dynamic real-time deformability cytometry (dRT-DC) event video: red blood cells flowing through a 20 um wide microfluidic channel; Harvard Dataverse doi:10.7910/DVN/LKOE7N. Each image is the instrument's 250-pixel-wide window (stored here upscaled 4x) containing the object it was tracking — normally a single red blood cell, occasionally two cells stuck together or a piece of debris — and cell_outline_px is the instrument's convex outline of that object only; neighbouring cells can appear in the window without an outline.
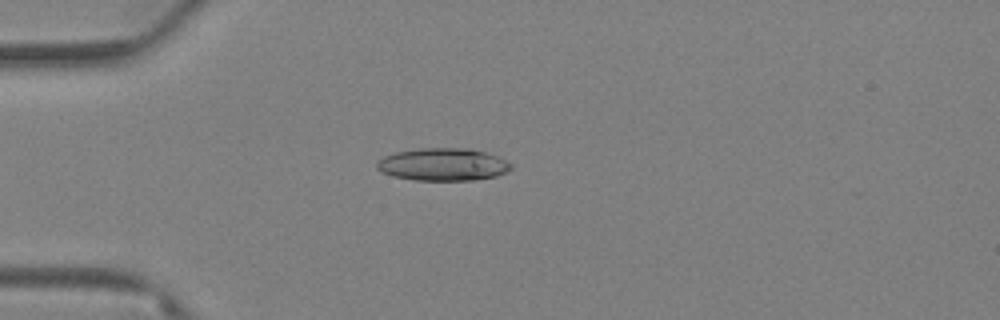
{"species": "Egyptian fruit bat (a non-hibernating species)", "species_latin": "Rousettus aegyptiacus", "temperature_condition": "warm", "stored_images_in_passage": 72, "camera_frame_rate_fps": 3000, "um_per_image_px": 0.085, "animal": {"sex": "female"}, "frame": {"image": 1, "passage_image": 21, "time_ms": 6.667, "image_size_px": [1000, 320], "cell_outline_px": [[512, 168], [508, 172], [496, 176], [472, 180], [416, 180], [392, 176], [380, 172], [376, 168], [376, 164], [384, 156], [396, 152], [420, 148], [468, 148], [484, 152], [496, 156], [512, 164]], "centroid_in_image_um": [37.64, 13.98], "position_along_channel_um": 47.4, "area_um2": 25.43}}
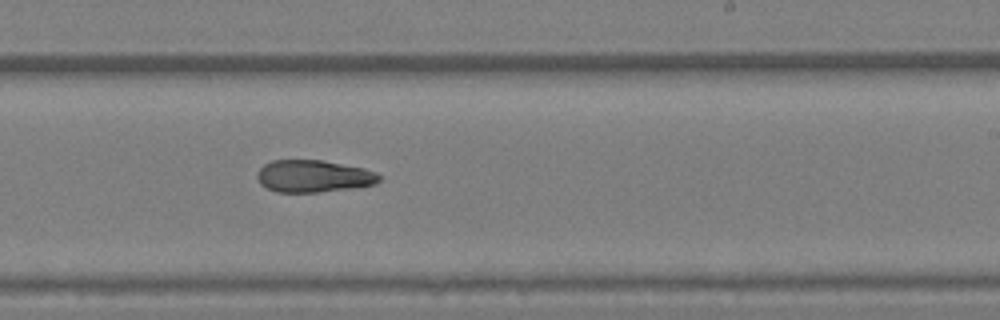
{"frame": {"image": 2, "passage_image": 45, "time_ms": 14.667, "image_size_px": [1000, 320], "cell_outline_px": [[384, 176], [376, 184], [352, 188], [316, 192], [276, 192], [260, 184], [256, 176], [256, 172], [264, 164], [272, 160], [320, 160], [364, 168], [376, 172]], "centroid_in_image_um": [26.65, 14.97], "position_along_channel_um": 262.3, "area_um2": 23.0}}
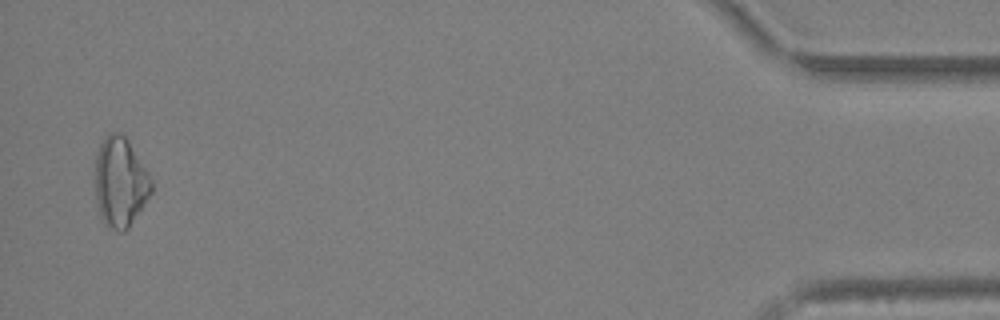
{"frame": {"image": 3, "passage_image": 70, "time_ms": 23.0, "image_size_px": [1000, 320], "cell_outline_px": [[152, 192], [128, 228], [124, 232], [120, 232], [108, 228], [100, 220], [96, 200], [96, 156], [100, 144], [104, 136], [108, 132], [120, 132], [128, 140], [152, 180]], "centroid_in_image_um": [10.2, 15.51], "position_along_channel_um": 425.0, "area_um2": 29.42}, "authors_computed_cell_mechanics": {"area_um2": 24.6806, "velocity_mm_per_s": 2.9509, "shape_relaxation_time_tau1_ms": 11.2683, "shape_relaxation_time_tau2_ms": null, "deformation_change_tau1": 0.2083, "deformation_change_tau2": null}}